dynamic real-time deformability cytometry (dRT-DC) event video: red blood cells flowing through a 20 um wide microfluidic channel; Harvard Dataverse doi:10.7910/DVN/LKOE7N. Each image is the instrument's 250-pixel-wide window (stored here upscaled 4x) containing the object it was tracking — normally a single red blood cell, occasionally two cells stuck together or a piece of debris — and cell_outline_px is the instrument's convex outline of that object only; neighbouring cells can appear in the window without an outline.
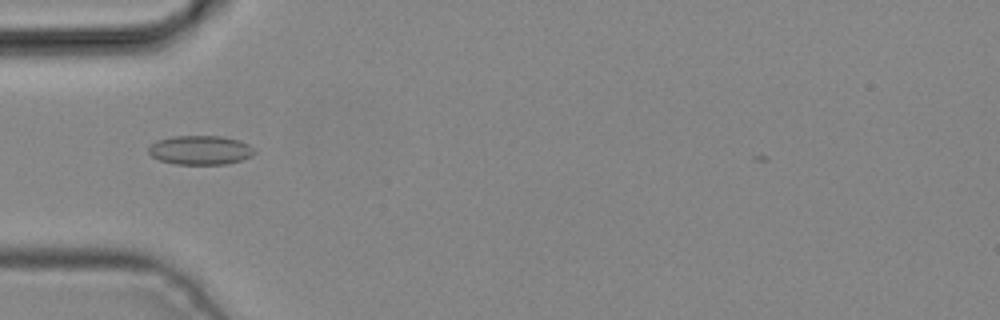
{"species": "common noctule bat (a hibernating species)", "species_latin": "Nyctalus noctula", "temperature_condition": "cold", "stored_images_in_passage": 3, "camera_frame_rate_fps": 3000, "um_per_image_px": 0.085, "animal": {"sex": "male", "body_mass_g": 19.2, "forearm_length_mm": 51.8}, "frame": {"image": 1, "passage_image": 3, "time_ms": 0.667, "image_size_px": [1000, 320], "cell_outline_px": [[256, 152], [252, 156], [240, 160], [224, 164], [176, 164], [160, 160], [152, 156], [148, 152], [148, 148], [156, 140], [172, 136], [220, 136], [240, 140], [248, 144]], "centroid_in_image_um": [17.02, 12.75], "position_along_channel_um": 68.0, "area_um2": 17.92}}